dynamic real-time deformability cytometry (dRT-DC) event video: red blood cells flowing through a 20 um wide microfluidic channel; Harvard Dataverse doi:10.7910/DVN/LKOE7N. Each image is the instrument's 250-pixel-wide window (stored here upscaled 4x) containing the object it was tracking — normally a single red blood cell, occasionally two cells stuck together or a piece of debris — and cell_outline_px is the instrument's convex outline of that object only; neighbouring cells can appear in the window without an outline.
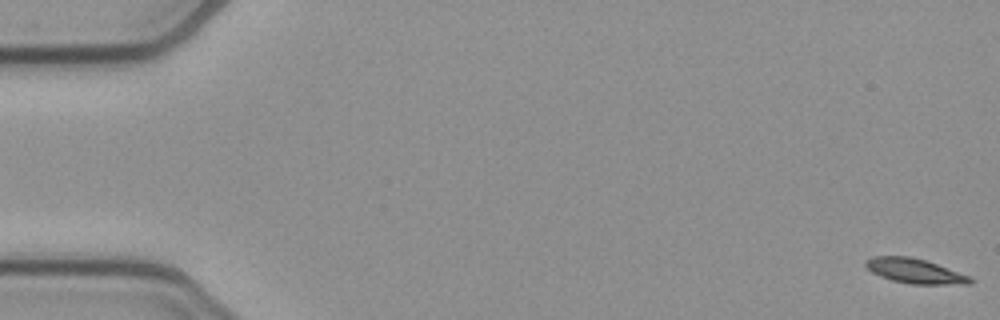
{"species": "common noctule bat (a hibernating species)", "species_latin": "Nyctalus noctula", "temperature_condition": "cold", "stored_images_in_passage": 55, "segment_of_instrument_passage": [1, 2], "camera_frame_rate_fps": 3000, "um_per_image_px": 0.085, "animal": {"sex": "female", "body_mass_g": 21.9}, "frame": {"image": 1, "passage_image": 1, "time_ms": 0.0, "image_size_px": [1000, 320], "cell_outline_px": [[976, 280], [972, 284], [908, 284], [892, 280], [880, 276], [872, 272], [864, 264], [864, 260], [872, 256], [908, 256], [924, 260], [972, 276]], "centroid_in_image_um": [77.79, 23.04], "position_along_channel_um": 7.2, "area_um2": 15.2}}
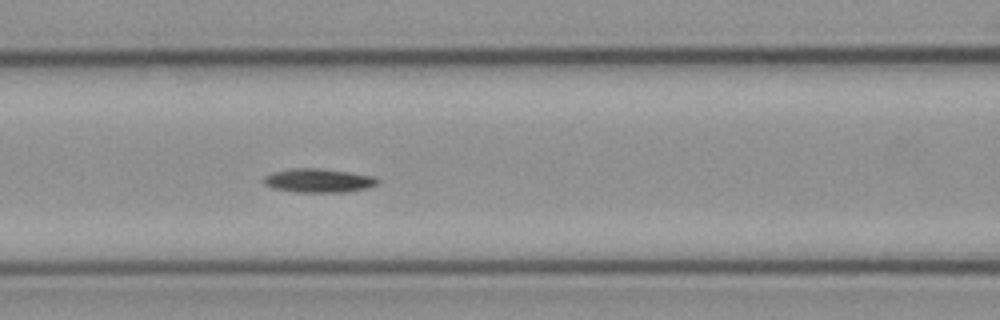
{"frame": {"image": 2, "passage_image": 23, "time_ms": 7.333, "image_size_px": [1000, 320], "cell_outline_px": [[380, 184], [368, 188], [344, 192], [292, 192], [272, 188], [264, 184], [260, 180], [264, 176], [272, 172], [292, 168], [320, 168], [352, 172], [376, 176], [380, 180]], "centroid_in_image_um": [27.08, 15.34], "position_along_channel_um": 139.5, "area_um2": 16.3}}
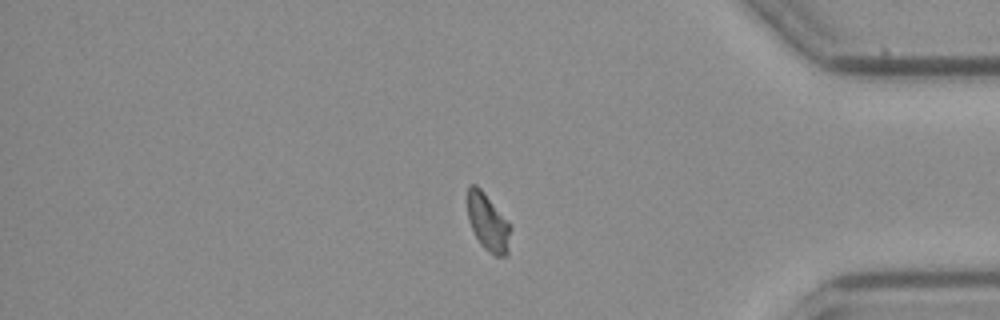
{"frame": {"image": 3, "passage_image": 45, "time_ms": 14.667, "image_size_px": [1000, 320], "cell_outline_px": [[512, 228], [508, 256], [496, 256], [484, 248], [480, 244], [468, 220], [468, 184], [476, 184], [480, 188]], "centroid_in_image_um": [41.49, 18.94], "position_along_channel_um": 393.7, "area_um2": 14.16}}